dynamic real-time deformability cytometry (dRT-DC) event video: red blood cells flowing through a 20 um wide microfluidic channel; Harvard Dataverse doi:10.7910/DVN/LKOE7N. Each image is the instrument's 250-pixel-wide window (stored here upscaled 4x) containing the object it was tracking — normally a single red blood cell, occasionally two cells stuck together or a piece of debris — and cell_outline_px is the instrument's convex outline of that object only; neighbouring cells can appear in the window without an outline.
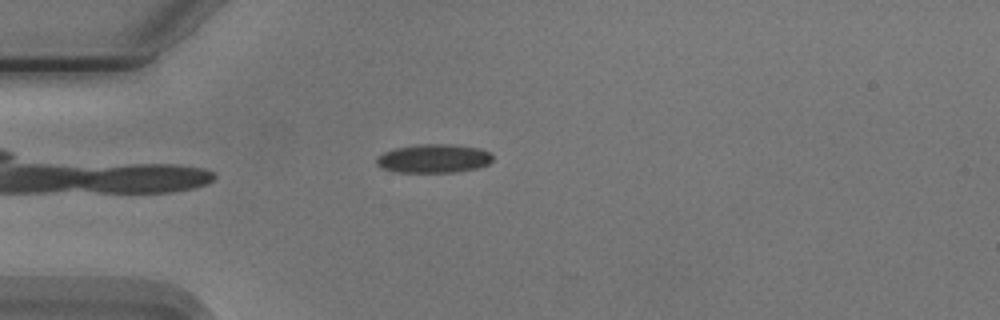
{"species": "Egyptian fruit bat (a non-hibernating species)", "species_latin": "Rousettus aegyptiacus", "temperature_condition": "cold", "stored_images_in_passage": 28, "camera_frame_rate_fps": 3000, "um_per_image_px": 0.085, "animal": {"sex": "male"}, "frame": {"image": 1, "passage_image": 4, "time_ms": 1.0, "image_size_px": [1000, 320], "cell_outline_px": [[492, 160], [488, 164], [476, 168], [456, 172], [392, 172], [380, 168], [376, 164], [376, 160], [384, 152], [396, 148], [416, 144], [452, 144], [480, 148], [492, 152]], "centroid_in_image_um": [36.87, 13.47], "position_along_channel_um": 48.1, "area_um2": 19.59}}
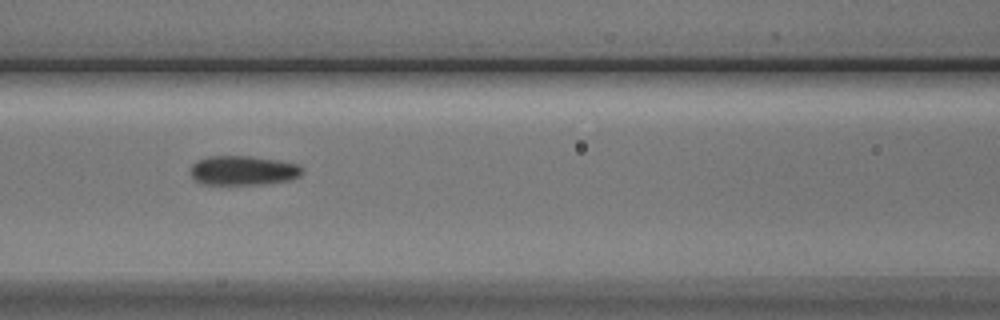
{"frame": {"image": 2, "passage_image": 13, "time_ms": 4.0, "image_size_px": [1000, 320], "cell_outline_px": [[304, 172], [300, 176], [292, 180], [268, 184], [200, 184], [192, 176], [192, 164], [196, 160], [208, 156], [248, 156], [276, 160], [300, 164], [304, 168]], "centroid_in_image_um": [20.72, 14.49], "position_along_channel_um": 145.9, "area_um2": 19.36}}
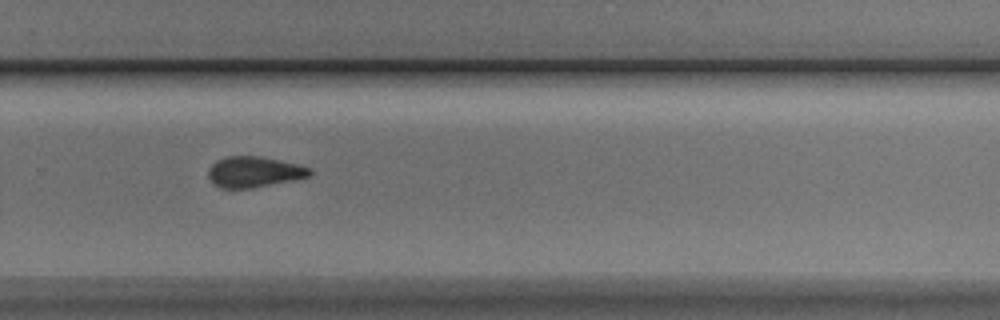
{"frame": {"image": 3, "passage_image": 26, "time_ms": 8.333, "image_size_px": [1000, 320], "cell_outline_px": [[312, 176], [252, 188], [220, 188], [212, 184], [208, 176], [208, 168], [216, 160], [228, 156], [260, 156], [280, 160], [312, 168]], "centroid_in_image_um": [21.58, 14.61], "position_along_channel_um": 308.2, "area_um2": 18.32}}